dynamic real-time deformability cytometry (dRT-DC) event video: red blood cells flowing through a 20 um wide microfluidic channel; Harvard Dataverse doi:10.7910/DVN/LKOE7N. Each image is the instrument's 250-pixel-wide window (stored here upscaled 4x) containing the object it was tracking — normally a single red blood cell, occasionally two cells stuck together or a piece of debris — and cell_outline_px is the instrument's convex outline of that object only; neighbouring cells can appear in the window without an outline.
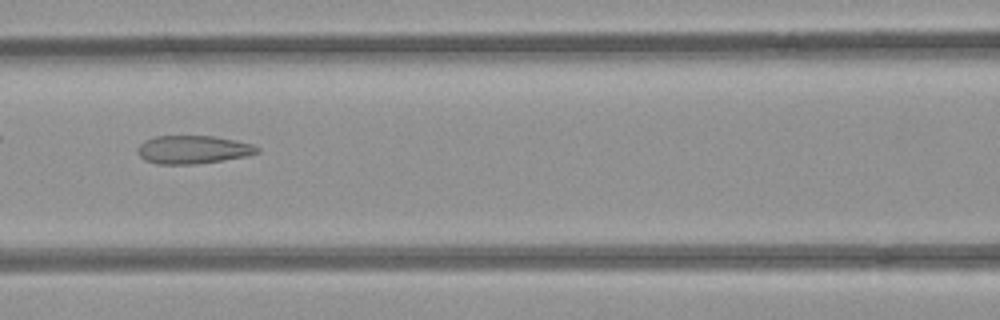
{"species": "common noctule bat (a hibernating species)", "species_latin": "Nyctalus noctula", "temperature_condition": "room temperature", "stored_images_in_passage": 50, "camera_frame_rate_fps": 3000, "um_per_image_px": 0.085, "animal": {"sex": "female", "body_mass_g": 21.9}, "frame": {"image": 1, "passage_image": 20, "time_ms": 6.333, "image_size_px": [1000, 320], "cell_outline_px": [[260, 152], [244, 156], [220, 160], [192, 164], [156, 164], [144, 160], [136, 152], [136, 148], [144, 140], [156, 136], [212, 136], [236, 140], [252, 144], [260, 148]], "centroid_in_image_um": [16.35, 12.71], "position_along_channel_um": 150.2, "area_um2": 19.59}}
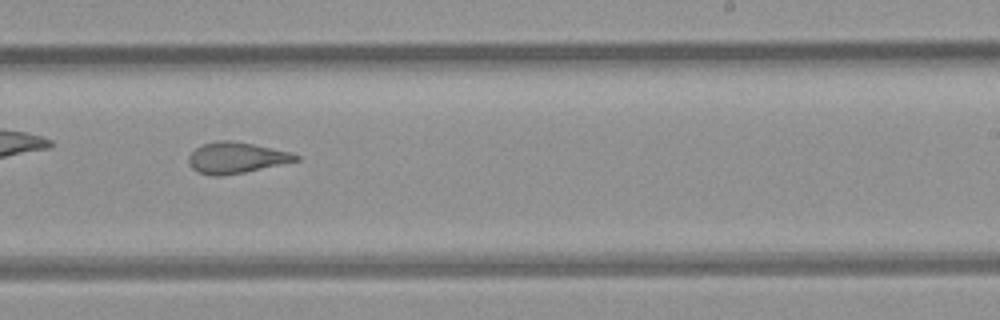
{"frame": {"image": 2, "passage_image": 29, "time_ms": 9.333, "image_size_px": [1000, 320], "cell_outline_px": [[300, 160], [244, 172], [220, 176], [212, 176], [196, 172], [188, 164], [188, 156], [196, 148], [204, 144], [216, 140], [228, 140], [252, 144], [292, 152], [300, 156]], "centroid_in_image_um": [20.06, 13.41], "position_along_channel_um": 268.9, "area_um2": 19.36}}
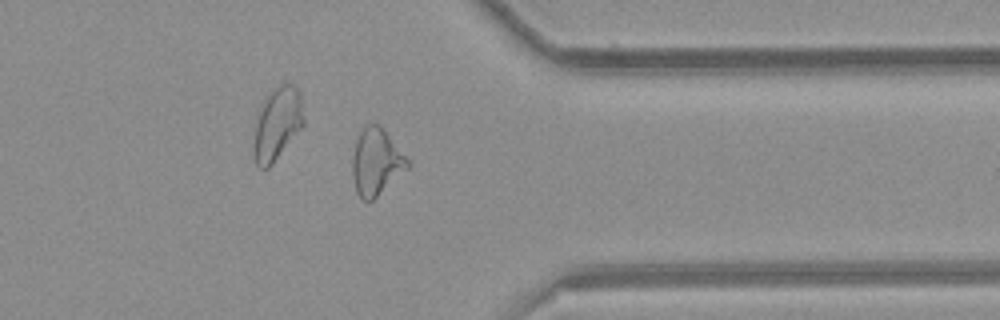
{"frame": {"image": 3, "passage_image": 38, "time_ms": 12.333, "image_size_px": [1000, 320], "cell_outline_px": [[412, 164], [408, 168], [372, 200], [364, 200], [356, 192], [352, 180], [352, 160], [356, 140], [360, 132], [368, 124], [376, 124], [384, 128]], "centroid_in_image_um": [31.98, 13.75], "position_along_channel_um": 379.4, "area_um2": 21.27}, "authors_computed_cell_mechanics": {"area_um2": 21.7328, "velocity_mm_per_s": 3.9704, "shape_relaxation_time_tau1_ms": null, "shape_relaxation_time_tau2_ms": 1.5681, "deformation_change_tau1": null, "deformation_change_tau2": 0.1016}}